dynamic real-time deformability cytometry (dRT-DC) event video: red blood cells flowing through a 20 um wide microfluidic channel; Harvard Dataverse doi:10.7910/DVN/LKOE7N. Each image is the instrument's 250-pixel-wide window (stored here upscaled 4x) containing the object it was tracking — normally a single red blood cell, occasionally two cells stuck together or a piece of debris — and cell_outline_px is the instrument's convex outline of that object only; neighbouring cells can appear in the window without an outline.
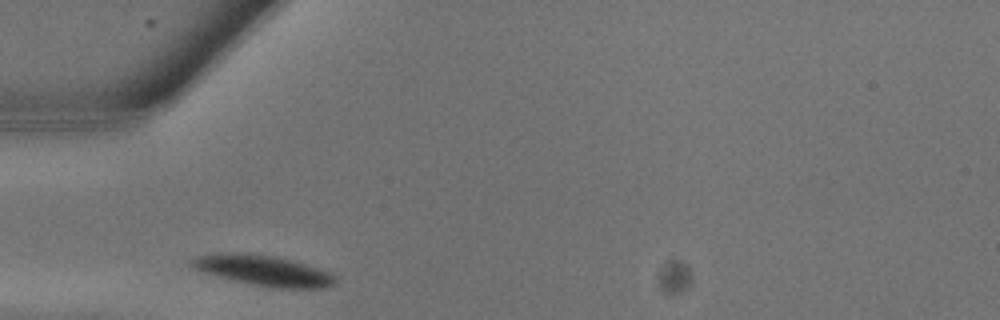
{"species": "common noctule bat (a hibernating species)", "species_latin": "Nyctalus noctula", "temperature_condition": "warm", "stored_images_in_passage": 4, "camera_frame_rate_fps": 3000, "um_per_image_px": 0.085, "animal": {"sex": "male", "body_mass_g": 13.3}, "frame": {"image": 1, "passage_image": 1, "time_ms": 0.0, "image_size_px": [1000, 320], "cell_outline_px": [[336, 284], [324, 288], [276, 288], [252, 284], [232, 280], [216, 276], [192, 268], [188, 264], [188, 260], [200, 256], [220, 252], [244, 252], [276, 256], [292, 260], [332, 272], [336, 280]], "centroid_in_image_um": [22.37, 22.98], "position_along_channel_um": 62.6, "area_um2": 25.84}}